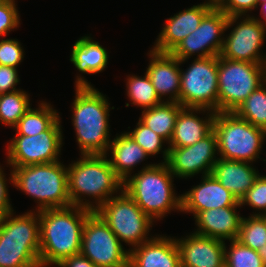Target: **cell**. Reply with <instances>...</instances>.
I'll list each match as a JSON object with an SVG mask.
<instances>
[{
    "label": "cell",
    "mask_w": 266,
    "mask_h": 267,
    "mask_svg": "<svg viewBox=\"0 0 266 267\" xmlns=\"http://www.w3.org/2000/svg\"><path fill=\"white\" fill-rule=\"evenodd\" d=\"M15 0H0V38L19 27L20 15Z\"/></svg>",
    "instance_id": "e575fe53"
},
{
    "label": "cell",
    "mask_w": 266,
    "mask_h": 267,
    "mask_svg": "<svg viewBox=\"0 0 266 267\" xmlns=\"http://www.w3.org/2000/svg\"><path fill=\"white\" fill-rule=\"evenodd\" d=\"M17 68L0 65V93L18 91L16 86L20 82Z\"/></svg>",
    "instance_id": "74e56055"
},
{
    "label": "cell",
    "mask_w": 266,
    "mask_h": 267,
    "mask_svg": "<svg viewBox=\"0 0 266 267\" xmlns=\"http://www.w3.org/2000/svg\"><path fill=\"white\" fill-rule=\"evenodd\" d=\"M260 6V16L263 18H258V17H254L255 19H257L259 22H261L265 27H266V2L263 3H259L258 4Z\"/></svg>",
    "instance_id": "60d3db41"
},
{
    "label": "cell",
    "mask_w": 266,
    "mask_h": 267,
    "mask_svg": "<svg viewBox=\"0 0 266 267\" xmlns=\"http://www.w3.org/2000/svg\"><path fill=\"white\" fill-rule=\"evenodd\" d=\"M215 6L228 17L249 16V12L258 8V2L257 0H220Z\"/></svg>",
    "instance_id": "8d00e7d4"
},
{
    "label": "cell",
    "mask_w": 266,
    "mask_h": 267,
    "mask_svg": "<svg viewBox=\"0 0 266 267\" xmlns=\"http://www.w3.org/2000/svg\"><path fill=\"white\" fill-rule=\"evenodd\" d=\"M206 113L200 118L197 114ZM216 112L202 108L183 107L177 116L173 136L167 147H187L200 141L213 130ZM205 118V119H204Z\"/></svg>",
    "instance_id": "7402d4cb"
},
{
    "label": "cell",
    "mask_w": 266,
    "mask_h": 267,
    "mask_svg": "<svg viewBox=\"0 0 266 267\" xmlns=\"http://www.w3.org/2000/svg\"><path fill=\"white\" fill-rule=\"evenodd\" d=\"M240 206L249 205L257 211L251 216H266V175H259L253 186L239 201ZM259 211V212H258Z\"/></svg>",
    "instance_id": "836d02e7"
},
{
    "label": "cell",
    "mask_w": 266,
    "mask_h": 267,
    "mask_svg": "<svg viewBox=\"0 0 266 267\" xmlns=\"http://www.w3.org/2000/svg\"><path fill=\"white\" fill-rule=\"evenodd\" d=\"M70 56L79 72L91 75L104 71L109 58L107 49L88 35L75 41Z\"/></svg>",
    "instance_id": "d4e9b609"
},
{
    "label": "cell",
    "mask_w": 266,
    "mask_h": 267,
    "mask_svg": "<svg viewBox=\"0 0 266 267\" xmlns=\"http://www.w3.org/2000/svg\"><path fill=\"white\" fill-rule=\"evenodd\" d=\"M214 7L213 3L205 1L167 18L151 49L156 52L171 53L184 38L199 27L202 19Z\"/></svg>",
    "instance_id": "2e32d148"
},
{
    "label": "cell",
    "mask_w": 266,
    "mask_h": 267,
    "mask_svg": "<svg viewBox=\"0 0 266 267\" xmlns=\"http://www.w3.org/2000/svg\"><path fill=\"white\" fill-rule=\"evenodd\" d=\"M38 108H30L13 127L15 135L34 136L48 130L60 117L50 103L40 101Z\"/></svg>",
    "instance_id": "4316f807"
},
{
    "label": "cell",
    "mask_w": 266,
    "mask_h": 267,
    "mask_svg": "<svg viewBox=\"0 0 266 267\" xmlns=\"http://www.w3.org/2000/svg\"><path fill=\"white\" fill-rule=\"evenodd\" d=\"M237 207L241 208V206H229L198 212L194 216L197 226L194 233L224 242L237 239L243 218L238 213Z\"/></svg>",
    "instance_id": "44dd1931"
},
{
    "label": "cell",
    "mask_w": 266,
    "mask_h": 267,
    "mask_svg": "<svg viewBox=\"0 0 266 267\" xmlns=\"http://www.w3.org/2000/svg\"><path fill=\"white\" fill-rule=\"evenodd\" d=\"M220 0H207V2L213 3L214 5H216Z\"/></svg>",
    "instance_id": "7bdbcfd3"
},
{
    "label": "cell",
    "mask_w": 266,
    "mask_h": 267,
    "mask_svg": "<svg viewBox=\"0 0 266 267\" xmlns=\"http://www.w3.org/2000/svg\"><path fill=\"white\" fill-rule=\"evenodd\" d=\"M259 256L261 257L265 267H266V246L265 247H261L257 250Z\"/></svg>",
    "instance_id": "b9f144b4"
},
{
    "label": "cell",
    "mask_w": 266,
    "mask_h": 267,
    "mask_svg": "<svg viewBox=\"0 0 266 267\" xmlns=\"http://www.w3.org/2000/svg\"><path fill=\"white\" fill-rule=\"evenodd\" d=\"M155 236L139 246L128 249L129 267H181L175 237Z\"/></svg>",
    "instance_id": "ffe728a7"
},
{
    "label": "cell",
    "mask_w": 266,
    "mask_h": 267,
    "mask_svg": "<svg viewBox=\"0 0 266 267\" xmlns=\"http://www.w3.org/2000/svg\"><path fill=\"white\" fill-rule=\"evenodd\" d=\"M126 91L128 99L132 102L131 105H136L143 110L163 103L146 72L143 77L135 74L128 75L126 78Z\"/></svg>",
    "instance_id": "83f0119b"
},
{
    "label": "cell",
    "mask_w": 266,
    "mask_h": 267,
    "mask_svg": "<svg viewBox=\"0 0 266 267\" xmlns=\"http://www.w3.org/2000/svg\"><path fill=\"white\" fill-rule=\"evenodd\" d=\"M11 168L13 186L36 200L35 211L71 206L67 165L61 161Z\"/></svg>",
    "instance_id": "8992f818"
},
{
    "label": "cell",
    "mask_w": 266,
    "mask_h": 267,
    "mask_svg": "<svg viewBox=\"0 0 266 267\" xmlns=\"http://www.w3.org/2000/svg\"><path fill=\"white\" fill-rule=\"evenodd\" d=\"M266 81V65L218 56V112H235Z\"/></svg>",
    "instance_id": "ba28073f"
},
{
    "label": "cell",
    "mask_w": 266,
    "mask_h": 267,
    "mask_svg": "<svg viewBox=\"0 0 266 267\" xmlns=\"http://www.w3.org/2000/svg\"><path fill=\"white\" fill-rule=\"evenodd\" d=\"M150 61L146 73L152 82L158 97L163 102L180 104V60L171 53H161L150 49ZM165 97H168L164 99Z\"/></svg>",
    "instance_id": "d6986e66"
},
{
    "label": "cell",
    "mask_w": 266,
    "mask_h": 267,
    "mask_svg": "<svg viewBox=\"0 0 266 267\" xmlns=\"http://www.w3.org/2000/svg\"><path fill=\"white\" fill-rule=\"evenodd\" d=\"M31 108L30 97L26 91L18 90L0 95V122L14 127Z\"/></svg>",
    "instance_id": "f1b7e54d"
},
{
    "label": "cell",
    "mask_w": 266,
    "mask_h": 267,
    "mask_svg": "<svg viewBox=\"0 0 266 267\" xmlns=\"http://www.w3.org/2000/svg\"><path fill=\"white\" fill-rule=\"evenodd\" d=\"M180 105L218 112V56L195 58L181 69Z\"/></svg>",
    "instance_id": "30bf717a"
},
{
    "label": "cell",
    "mask_w": 266,
    "mask_h": 267,
    "mask_svg": "<svg viewBox=\"0 0 266 267\" xmlns=\"http://www.w3.org/2000/svg\"><path fill=\"white\" fill-rule=\"evenodd\" d=\"M182 108L178 102H163L152 108L144 109L139 120L168 144L173 136L176 119Z\"/></svg>",
    "instance_id": "484cf974"
},
{
    "label": "cell",
    "mask_w": 266,
    "mask_h": 267,
    "mask_svg": "<svg viewBox=\"0 0 266 267\" xmlns=\"http://www.w3.org/2000/svg\"><path fill=\"white\" fill-rule=\"evenodd\" d=\"M234 25L236 26L233 28ZM231 27V32L224 37L220 56L225 59L266 65V53L262 55L266 27L255 19L254 15L228 17L226 31Z\"/></svg>",
    "instance_id": "4fadbf2b"
},
{
    "label": "cell",
    "mask_w": 266,
    "mask_h": 267,
    "mask_svg": "<svg viewBox=\"0 0 266 267\" xmlns=\"http://www.w3.org/2000/svg\"><path fill=\"white\" fill-rule=\"evenodd\" d=\"M213 130L217 136L219 158L252 163L266 140V131L240 118L235 112H217Z\"/></svg>",
    "instance_id": "52a82bcc"
},
{
    "label": "cell",
    "mask_w": 266,
    "mask_h": 267,
    "mask_svg": "<svg viewBox=\"0 0 266 267\" xmlns=\"http://www.w3.org/2000/svg\"><path fill=\"white\" fill-rule=\"evenodd\" d=\"M24 58V50L17 39L0 38V65L17 68Z\"/></svg>",
    "instance_id": "d590c367"
},
{
    "label": "cell",
    "mask_w": 266,
    "mask_h": 267,
    "mask_svg": "<svg viewBox=\"0 0 266 267\" xmlns=\"http://www.w3.org/2000/svg\"><path fill=\"white\" fill-rule=\"evenodd\" d=\"M149 156L163 154V163H167L169 156V148L163 149L166 142L161 136L154 133L145 126L140 120L136 124V128L126 132Z\"/></svg>",
    "instance_id": "1f68e13d"
},
{
    "label": "cell",
    "mask_w": 266,
    "mask_h": 267,
    "mask_svg": "<svg viewBox=\"0 0 266 267\" xmlns=\"http://www.w3.org/2000/svg\"><path fill=\"white\" fill-rule=\"evenodd\" d=\"M80 156L67 167L69 197L71 205L94 212L123 190V181L110 166L106 155ZM86 196L93 201L87 200Z\"/></svg>",
    "instance_id": "3957f363"
},
{
    "label": "cell",
    "mask_w": 266,
    "mask_h": 267,
    "mask_svg": "<svg viewBox=\"0 0 266 267\" xmlns=\"http://www.w3.org/2000/svg\"><path fill=\"white\" fill-rule=\"evenodd\" d=\"M4 168L0 165V219L6 214L14 211L12 204L10 203L9 191H8V181L13 185V171L10 170L9 179L6 178L4 173ZM8 180V181H7Z\"/></svg>",
    "instance_id": "f35d334b"
},
{
    "label": "cell",
    "mask_w": 266,
    "mask_h": 267,
    "mask_svg": "<svg viewBox=\"0 0 266 267\" xmlns=\"http://www.w3.org/2000/svg\"><path fill=\"white\" fill-rule=\"evenodd\" d=\"M235 113L266 131V81L250 94Z\"/></svg>",
    "instance_id": "f546056e"
},
{
    "label": "cell",
    "mask_w": 266,
    "mask_h": 267,
    "mask_svg": "<svg viewBox=\"0 0 266 267\" xmlns=\"http://www.w3.org/2000/svg\"><path fill=\"white\" fill-rule=\"evenodd\" d=\"M92 212L75 205L39 211L41 267L56 266L63 259L80 254L84 222Z\"/></svg>",
    "instance_id": "7a4b0ae2"
},
{
    "label": "cell",
    "mask_w": 266,
    "mask_h": 267,
    "mask_svg": "<svg viewBox=\"0 0 266 267\" xmlns=\"http://www.w3.org/2000/svg\"><path fill=\"white\" fill-rule=\"evenodd\" d=\"M237 240L253 250L266 246V217L243 216Z\"/></svg>",
    "instance_id": "4dcf8cb0"
},
{
    "label": "cell",
    "mask_w": 266,
    "mask_h": 267,
    "mask_svg": "<svg viewBox=\"0 0 266 267\" xmlns=\"http://www.w3.org/2000/svg\"><path fill=\"white\" fill-rule=\"evenodd\" d=\"M181 267H225V242L190 233L175 238Z\"/></svg>",
    "instance_id": "ac0fdd59"
},
{
    "label": "cell",
    "mask_w": 266,
    "mask_h": 267,
    "mask_svg": "<svg viewBox=\"0 0 266 267\" xmlns=\"http://www.w3.org/2000/svg\"><path fill=\"white\" fill-rule=\"evenodd\" d=\"M95 212L121 243L124 242L132 248L153 237L149 236V232L154 222L124 190L104 202Z\"/></svg>",
    "instance_id": "9c48e42d"
},
{
    "label": "cell",
    "mask_w": 266,
    "mask_h": 267,
    "mask_svg": "<svg viewBox=\"0 0 266 267\" xmlns=\"http://www.w3.org/2000/svg\"><path fill=\"white\" fill-rule=\"evenodd\" d=\"M57 267H97L87 257L77 254L63 259Z\"/></svg>",
    "instance_id": "ab89813d"
},
{
    "label": "cell",
    "mask_w": 266,
    "mask_h": 267,
    "mask_svg": "<svg viewBox=\"0 0 266 267\" xmlns=\"http://www.w3.org/2000/svg\"><path fill=\"white\" fill-rule=\"evenodd\" d=\"M60 118L46 131L34 136L15 135L7 144V164L21 167L60 161L63 131Z\"/></svg>",
    "instance_id": "7c38bea8"
},
{
    "label": "cell",
    "mask_w": 266,
    "mask_h": 267,
    "mask_svg": "<svg viewBox=\"0 0 266 267\" xmlns=\"http://www.w3.org/2000/svg\"><path fill=\"white\" fill-rule=\"evenodd\" d=\"M228 16L216 6L202 19L199 27L184 38L171 54L183 64L191 56L206 58L219 56L227 26Z\"/></svg>",
    "instance_id": "5bb4252c"
},
{
    "label": "cell",
    "mask_w": 266,
    "mask_h": 267,
    "mask_svg": "<svg viewBox=\"0 0 266 267\" xmlns=\"http://www.w3.org/2000/svg\"><path fill=\"white\" fill-rule=\"evenodd\" d=\"M167 164L176 178L187 179L201 173L211 174L213 165L217 162V136L212 130L207 136L187 147H168Z\"/></svg>",
    "instance_id": "9a60e30c"
},
{
    "label": "cell",
    "mask_w": 266,
    "mask_h": 267,
    "mask_svg": "<svg viewBox=\"0 0 266 267\" xmlns=\"http://www.w3.org/2000/svg\"><path fill=\"white\" fill-rule=\"evenodd\" d=\"M197 186L181 194V212L195 216L200 211L240 206L237 198L212 175H204Z\"/></svg>",
    "instance_id": "e0dca14e"
},
{
    "label": "cell",
    "mask_w": 266,
    "mask_h": 267,
    "mask_svg": "<svg viewBox=\"0 0 266 267\" xmlns=\"http://www.w3.org/2000/svg\"><path fill=\"white\" fill-rule=\"evenodd\" d=\"M258 4L259 3H263V2H266V0H257Z\"/></svg>",
    "instance_id": "ee69618b"
},
{
    "label": "cell",
    "mask_w": 266,
    "mask_h": 267,
    "mask_svg": "<svg viewBox=\"0 0 266 267\" xmlns=\"http://www.w3.org/2000/svg\"><path fill=\"white\" fill-rule=\"evenodd\" d=\"M0 219V267H41L39 211Z\"/></svg>",
    "instance_id": "5b68a950"
},
{
    "label": "cell",
    "mask_w": 266,
    "mask_h": 267,
    "mask_svg": "<svg viewBox=\"0 0 266 267\" xmlns=\"http://www.w3.org/2000/svg\"><path fill=\"white\" fill-rule=\"evenodd\" d=\"M76 77L71 118L80 154L105 155L111 142L109 112L114 106L81 74Z\"/></svg>",
    "instance_id": "6da1fadb"
},
{
    "label": "cell",
    "mask_w": 266,
    "mask_h": 267,
    "mask_svg": "<svg viewBox=\"0 0 266 267\" xmlns=\"http://www.w3.org/2000/svg\"><path fill=\"white\" fill-rule=\"evenodd\" d=\"M94 211L84 222L80 254L97 267H129V250Z\"/></svg>",
    "instance_id": "8fae6325"
},
{
    "label": "cell",
    "mask_w": 266,
    "mask_h": 267,
    "mask_svg": "<svg viewBox=\"0 0 266 267\" xmlns=\"http://www.w3.org/2000/svg\"><path fill=\"white\" fill-rule=\"evenodd\" d=\"M174 178L167 163L145 164L123 182V190L156 222L172 211L181 212V195L174 190Z\"/></svg>",
    "instance_id": "277c9868"
},
{
    "label": "cell",
    "mask_w": 266,
    "mask_h": 267,
    "mask_svg": "<svg viewBox=\"0 0 266 267\" xmlns=\"http://www.w3.org/2000/svg\"><path fill=\"white\" fill-rule=\"evenodd\" d=\"M110 151L111 157L108 152ZM110 166L116 175L124 182L131 176L134 167L148 159L149 155L126 132L113 138L107 153ZM133 171V172H132Z\"/></svg>",
    "instance_id": "cb8c5ba5"
},
{
    "label": "cell",
    "mask_w": 266,
    "mask_h": 267,
    "mask_svg": "<svg viewBox=\"0 0 266 267\" xmlns=\"http://www.w3.org/2000/svg\"><path fill=\"white\" fill-rule=\"evenodd\" d=\"M225 243V267H265L256 250L243 245L237 239L231 240L229 249Z\"/></svg>",
    "instance_id": "d6a6232c"
},
{
    "label": "cell",
    "mask_w": 266,
    "mask_h": 267,
    "mask_svg": "<svg viewBox=\"0 0 266 267\" xmlns=\"http://www.w3.org/2000/svg\"><path fill=\"white\" fill-rule=\"evenodd\" d=\"M211 174L229 190L238 201L253 186L259 171L253 167L252 163L225 160L219 158L213 165Z\"/></svg>",
    "instance_id": "603a6c76"
}]
</instances>
